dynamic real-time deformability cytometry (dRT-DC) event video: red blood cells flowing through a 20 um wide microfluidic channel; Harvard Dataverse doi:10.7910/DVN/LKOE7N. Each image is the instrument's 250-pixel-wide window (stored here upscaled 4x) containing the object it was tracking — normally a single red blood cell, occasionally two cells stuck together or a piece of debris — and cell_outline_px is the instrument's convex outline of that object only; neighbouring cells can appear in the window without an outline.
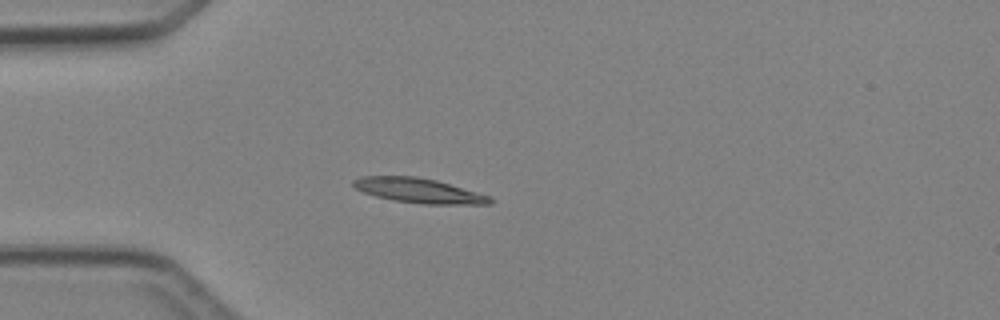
{"species": "Egyptian fruit bat (a non-hibernating species)", "species_latin": "Rousettus aegyptiacus", "temperature_condition": "cold", "stored_images_in_passage": 4, "camera_frame_rate_fps": 3000, "um_per_image_px": 0.085, "animal": {"sex": "female"}, "frame": {"image": 1, "passage_image": 4, "time_ms": 3.667, "image_size_px": [1000, 320], "cell_outline_px": [[492, 204], [424, 204], [392, 200], [376, 196], [364, 192], [356, 188], [352, 184], [352, 180], [360, 176], [416, 176], [436, 180], [476, 192], [488, 196], [492, 200]], "centroid_in_image_um": [35.55, 16.19], "position_along_channel_um": 49.5, "area_um2": 19.48}}